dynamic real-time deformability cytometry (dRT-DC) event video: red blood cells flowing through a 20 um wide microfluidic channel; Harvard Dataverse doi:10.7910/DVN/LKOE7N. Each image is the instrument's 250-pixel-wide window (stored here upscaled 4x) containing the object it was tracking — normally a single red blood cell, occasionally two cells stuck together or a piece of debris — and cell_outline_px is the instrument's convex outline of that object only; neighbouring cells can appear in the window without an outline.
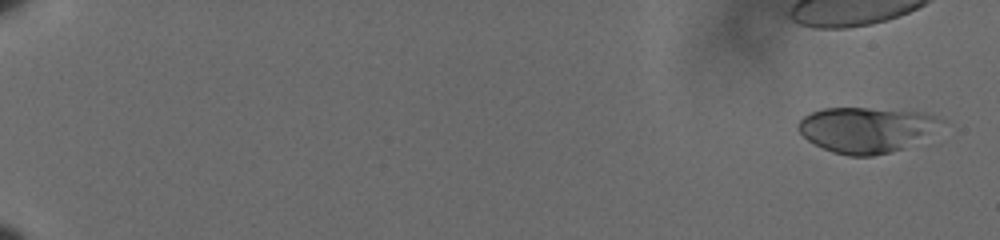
{"species": "human", "species_latin": "Homo sapiens", "temperature_condition": "cold", "stored_images_in_passage": 9, "camera_frame_rate_fps": 3000, "um_per_image_px": 0.085, "donor": {"sex": "male"}, "frame": {"image": 1, "passage_image": 1, "time_ms": 0.0, "image_size_px": [1000, 240], "cell_outline_px": [[932, 116], [920, 132], [904, 148], [892, 152], [872, 156], [848, 156], [832, 152], [808, 140], [796, 128], [796, 124], [804, 116], [812, 112], [824, 108], [868, 108], [924, 112]], "centroid_in_image_um": [73.28, 11.03], "position_along_channel_um": 11.7, "area_um2": 35.49}}